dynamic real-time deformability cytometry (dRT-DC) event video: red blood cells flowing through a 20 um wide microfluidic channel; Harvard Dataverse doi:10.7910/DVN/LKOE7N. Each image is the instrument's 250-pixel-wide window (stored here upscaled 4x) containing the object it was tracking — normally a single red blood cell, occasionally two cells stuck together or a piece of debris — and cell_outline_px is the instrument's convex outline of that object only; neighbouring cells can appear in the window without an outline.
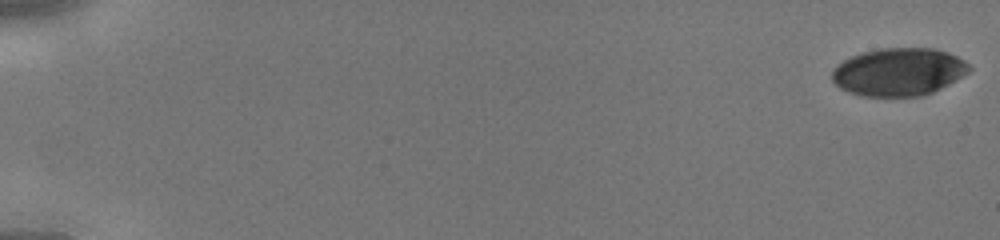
{"species": "human", "species_latin": "Homo sapiens", "temperature_condition": "cold", "stored_images_in_passage": 45, "camera_frame_rate_fps": 3000, "um_per_image_px": 0.085, "donor": {"sex": "male"}, "frame": {"image": 1, "passage_image": 1, "time_ms": 0.0, "image_size_px": [1000, 240], "cell_outline_px": [[972, 68], [968, 72], [948, 84], [924, 96], [860, 96], [848, 92], [840, 88], [832, 80], [832, 72], [844, 60], [852, 56], [864, 52], [880, 48], [932, 48], [948, 52], [964, 60]], "centroid_in_image_um": [76.39, 6.11], "position_along_channel_um": 8.6, "area_um2": 37.97}}
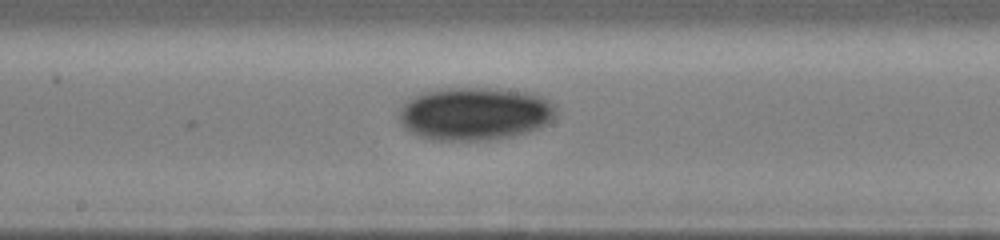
{"frame": {"image": 2, "passage_image": 26, "time_ms": 8.333, "image_size_px": [1000, 240], "cell_outline_px": [[556, 116], [548, 124], [540, 128], [528, 132], [512, 136], [488, 140], [432, 140], [420, 136], [404, 128], [400, 120], [400, 108], [412, 96], [420, 92], [436, 88], [496, 88], [536, 92], [556, 104]], "centroid_in_image_um": [40.41, 9.64], "position_along_channel_um": 207.8, "area_um2": 49.36}}
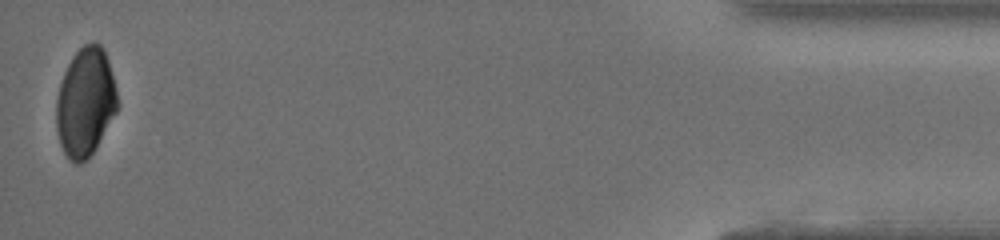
{"frame": {"image": 3, "passage_image": 45, "time_ms": 14.667, "image_size_px": [1000, 240], "cell_outline_px": [[116, 112], [92, 152], [80, 164], [76, 164], [64, 152], [60, 144], [56, 128], [56, 100], [60, 84], [64, 72], [72, 56], [84, 44], [92, 40], [100, 44], [108, 60], [116, 88]], "centroid_in_image_um": [7.23, 8.65], "position_along_channel_um": 428.0, "area_um2": 38.15}}